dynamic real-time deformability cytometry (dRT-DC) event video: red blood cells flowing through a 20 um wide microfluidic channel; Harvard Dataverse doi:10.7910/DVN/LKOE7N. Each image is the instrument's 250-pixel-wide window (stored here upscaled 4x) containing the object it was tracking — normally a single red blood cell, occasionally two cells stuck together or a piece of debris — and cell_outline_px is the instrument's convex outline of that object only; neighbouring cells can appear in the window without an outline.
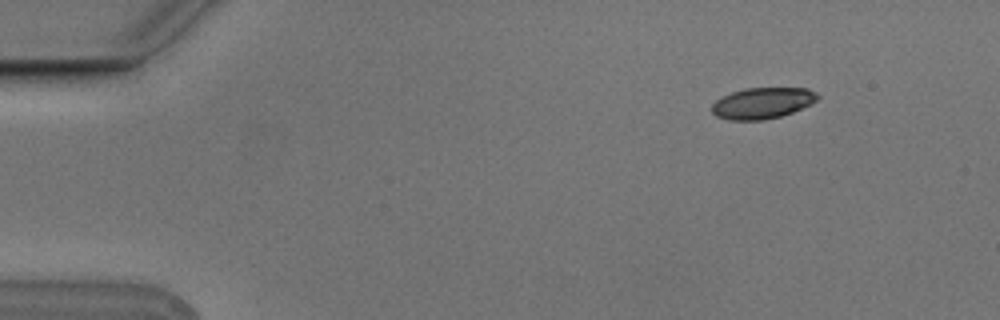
{"species": "Egyptian fruit bat (a non-hibernating species)", "species_latin": "Rousettus aegyptiacus", "temperature_condition": "cold", "stored_images_in_passage": 4, "camera_frame_rate_fps": 3000, "um_per_image_px": 0.085, "animal": {"sex": "male"}, "frame": {"image": 1, "passage_image": 2, "time_ms": 0.333, "image_size_px": [1000, 320], "cell_outline_px": [[820, 96], [816, 100], [792, 112], [780, 116], [760, 120], [728, 120], [716, 116], [712, 112], [712, 104], [720, 96], [744, 88], [808, 88], [816, 92]], "centroid_in_image_um": [64.76, 8.75], "position_along_channel_um": 20.2, "area_um2": 19.07}}
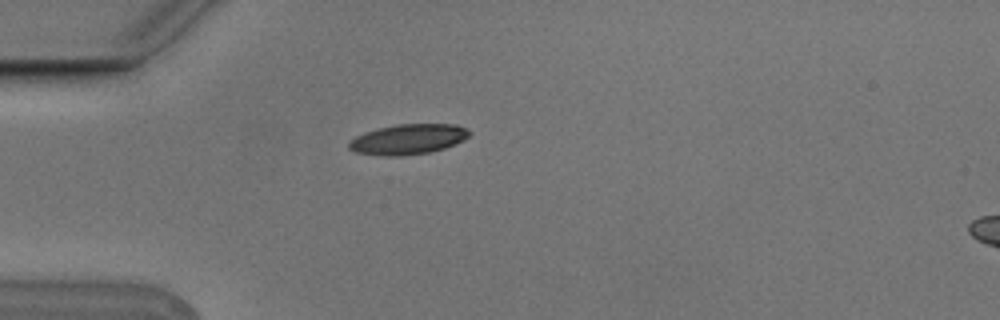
{"frame": {"image": 2, "passage_image": 4, "time_ms": 1.0, "image_size_px": [1000, 320], "cell_outline_px": [[472, 132], [464, 140], [456, 144], [444, 148], [428, 152], [400, 156], [384, 156], [356, 152], [348, 148], [348, 140], [364, 132], [376, 128], [396, 124], [456, 124], [468, 128]], "centroid_in_image_um": [34.69, 11.82], "position_along_channel_um": 50.3, "area_um2": 21.44}}